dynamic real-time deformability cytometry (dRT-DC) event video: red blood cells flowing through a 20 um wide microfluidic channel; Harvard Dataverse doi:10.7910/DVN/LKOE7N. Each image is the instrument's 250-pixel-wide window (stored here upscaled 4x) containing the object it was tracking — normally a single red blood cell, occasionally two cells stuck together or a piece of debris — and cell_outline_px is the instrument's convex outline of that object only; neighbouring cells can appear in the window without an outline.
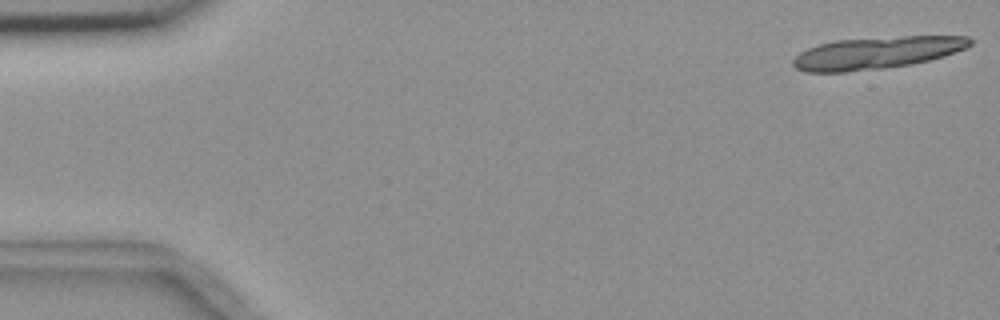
{"species": "common noctule bat (a hibernating species)", "species_latin": "Nyctalus noctula", "temperature_condition": "room temperature", "stored_images_in_passage": 15, "camera_frame_rate_fps": 3000, "um_per_image_px": 0.085, "animal": {"sex": "female", "body_mass_g": 18.4}, "frame": {"image": 1, "passage_image": 1, "time_ms": 0.0, "image_size_px": [1000, 320], "cell_outline_px": [[972, 44], [964, 48], [944, 56], [912, 64], [884, 68], [844, 72], [804, 72], [796, 68], [792, 64], [792, 60], [800, 52], [816, 44], [836, 40], [904, 36], [968, 36], [972, 40]], "centroid_in_image_um": [74.48, 4.49], "position_along_channel_um": 10.5, "area_um2": 33.12}}
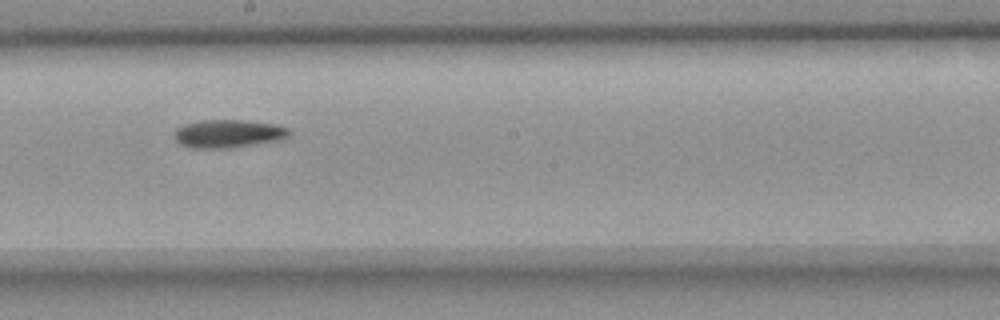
{"frame": {"image": 2, "passage_image": 9, "time_ms": 10.0, "image_size_px": [1000, 320], "cell_outline_px": [[292, 132], [284, 140], [224, 148], [192, 148], [180, 144], [176, 140], [176, 128], [184, 124], [200, 120], [244, 120], [276, 124], [288, 128]], "centroid_in_image_um": [19.45, 11.35], "position_along_channel_um": 228.8, "area_um2": 18.84}}
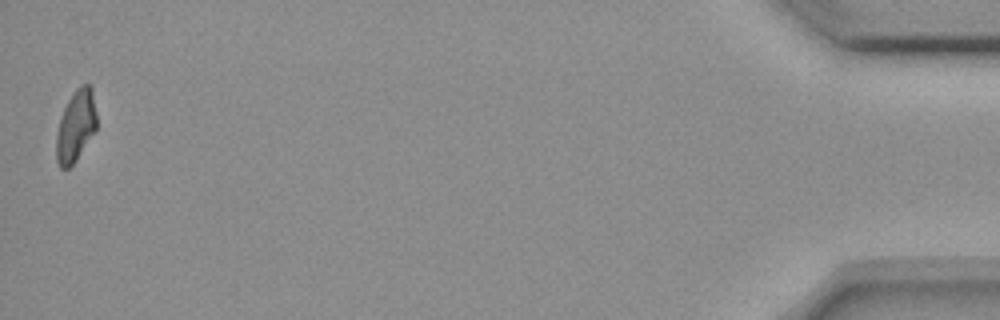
{"frame": {"image": 3, "passage_image": 15, "time_ms": 18.0, "image_size_px": [1000, 320], "cell_outline_px": [[96, 132], [76, 160], [68, 168], [60, 168], [56, 160], [56, 132], [60, 116], [68, 100], [76, 88], [80, 84], [92, 84], [96, 112]], "centroid_in_image_um": [6.45, 10.69], "position_along_channel_um": 428.8, "area_um2": 17.17}}